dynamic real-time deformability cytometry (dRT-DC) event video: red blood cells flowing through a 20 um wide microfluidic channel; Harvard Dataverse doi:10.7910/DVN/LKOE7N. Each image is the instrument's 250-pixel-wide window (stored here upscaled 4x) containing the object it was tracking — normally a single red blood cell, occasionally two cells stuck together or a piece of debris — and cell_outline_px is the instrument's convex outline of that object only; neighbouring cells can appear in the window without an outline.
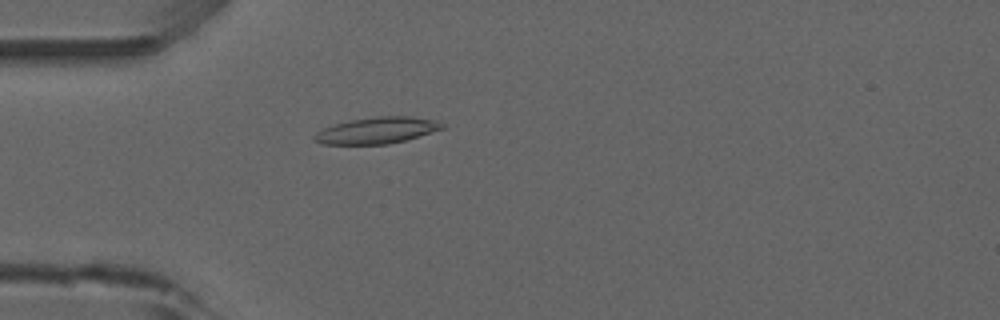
{"species": "common noctule bat (a hibernating species)", "species_latin": "Nyctalus noctula", "temperature_condition": "room temperature", "stored_images_in_passage": 52, "camera_frame_rate_fps": 3000, "um_per_image_px": 0.085, "animal": {"sex": "male", "forearm_length_mm": 52.5}, "frame": {"image": 1, "passage_image": 15, "time_ms": 4.667, "image_size_px": [1000, 320], "cell_outline_px": [[448, 124], [444, 128], [404, 140], [388, 144], [320, 144], [312, 140], [312, 136], [316, 132], [324, 128], [336, 124], [352, 120], [376, 116], [408, 116], [436, 120]], "centroid_in_image_um": [32.03, 11.08], "position_along_channel_um": 53.0, "area_um2": 19.59}}
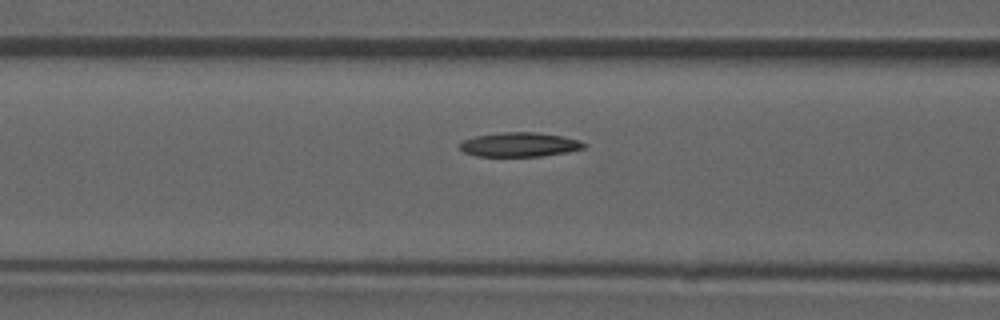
{"frame": {"image": 2, "passage_image": 21, "time_ms": 6.667, "image_size_px": [1000, 320], "cell_outline_px": [[588, 144], [584, 148], [568, 152], [540, 156], [476, 156], [464, 152], [460, 148], [460, 144], [464, 140], [476, 136], [504, 132], [536, 132], [560, 136], [580, 140]], "centroid_in_image_um": [44.19, 12.29], "position_along_channel_um": 122.4, "area_um2": 17.46}}
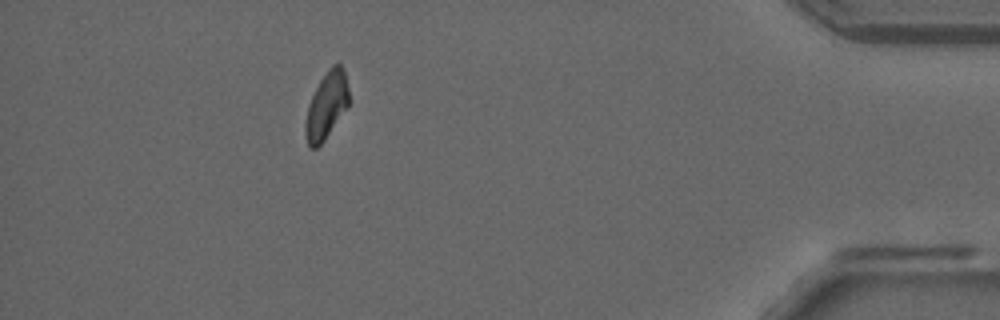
{"frame": {"image": 3, "passage_image": 47, "time_ms": 15.333, "image_size_px": [1000, 320], "cell_outline_px": [[348, 104], [324, 140], [316, 148], [312, 148], [308, 144], [304, 132], [304, 124], [308, 104], [320, 80], [328, 68], [332, 64], [340, 64], [344, 68], [348, 88]], "centroid_in_image_um": [27.72, 8.94], "position_along_channel_um": 407.5, "area_um2": 16.65}}